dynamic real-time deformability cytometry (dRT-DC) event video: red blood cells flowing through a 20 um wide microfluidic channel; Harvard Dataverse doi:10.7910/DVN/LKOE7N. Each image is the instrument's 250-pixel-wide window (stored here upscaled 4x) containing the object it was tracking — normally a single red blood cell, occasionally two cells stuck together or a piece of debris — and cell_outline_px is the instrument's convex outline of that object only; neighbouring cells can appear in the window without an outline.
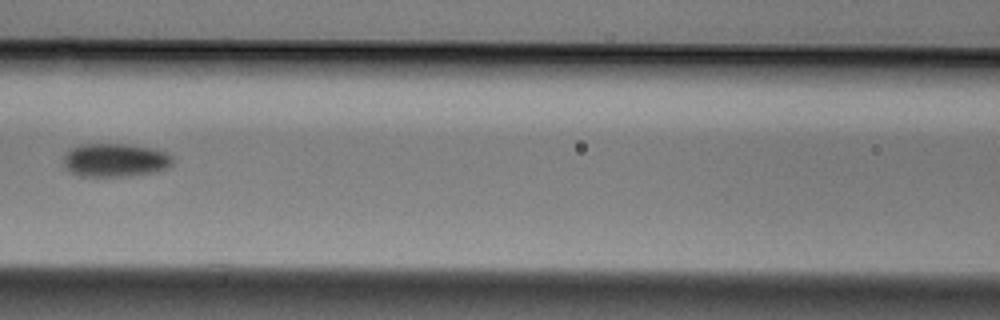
{"species": "Egyptian fruit bat (a non-hibernating species)", "species_latin": "Rousettus aegyptiacus", "temperature_condition": "cold", "stored_images_in_passage": 3, "camera_frame_rate_fps": 3000, "um_per_image_px": 0.085, "animal": {"sex": "male"}, "frame": {"image": 1, "passage_image": 3, "time_ms": 0.667, "image_size_px": [1000, 320], "cell_outline_px": [[172, 164], [168, 168], [156, 172], [120, 176], [80, 176], [68, 172], [64, 168], [64, 156], [68, 148], [80, 144], [128, 144], [156, 148], [172, 156]], "centroid_in_image_um": [9.75, 13.6], "position_along_channel_um": 156.8, "area_um2": 21.56}}